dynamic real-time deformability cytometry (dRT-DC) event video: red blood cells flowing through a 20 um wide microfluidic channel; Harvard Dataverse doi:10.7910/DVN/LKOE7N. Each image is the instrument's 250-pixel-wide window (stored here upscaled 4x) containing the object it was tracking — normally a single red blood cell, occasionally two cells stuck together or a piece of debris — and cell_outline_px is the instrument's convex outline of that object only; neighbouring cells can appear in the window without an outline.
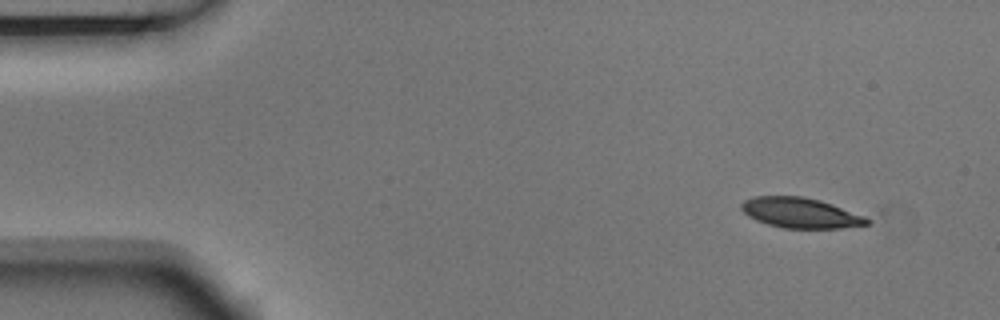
{"species": "Egyptian fruit bat (a non-hibernating species)", "species_latin": "Rousettus aegyptiacus", "temperature_condition": "room temperature", "stored_images_in_passage": 3, "camera_frame_rate_fps": 3000, "um_per_image_px": 0.085, "animal": {"sex": "male"}, "frame": {"image": 1, "passage_image": 1, "time_ms": 0.0, "image_size_px": [1000, 320], "cell_outline_px": [[872, 224], [840, 228], [784, 228], [768, 224], [756, 220], [748, 216], [740, 208], [740, 204], [744, 200], [752, 196], [804, 196], [820, 200], [832, 204], [864, 216], [872, 220]], "centroid_in_image_um": [68.04, 18.09], "position_along_channel_um": 17.0, "area_um2": 22.25}}